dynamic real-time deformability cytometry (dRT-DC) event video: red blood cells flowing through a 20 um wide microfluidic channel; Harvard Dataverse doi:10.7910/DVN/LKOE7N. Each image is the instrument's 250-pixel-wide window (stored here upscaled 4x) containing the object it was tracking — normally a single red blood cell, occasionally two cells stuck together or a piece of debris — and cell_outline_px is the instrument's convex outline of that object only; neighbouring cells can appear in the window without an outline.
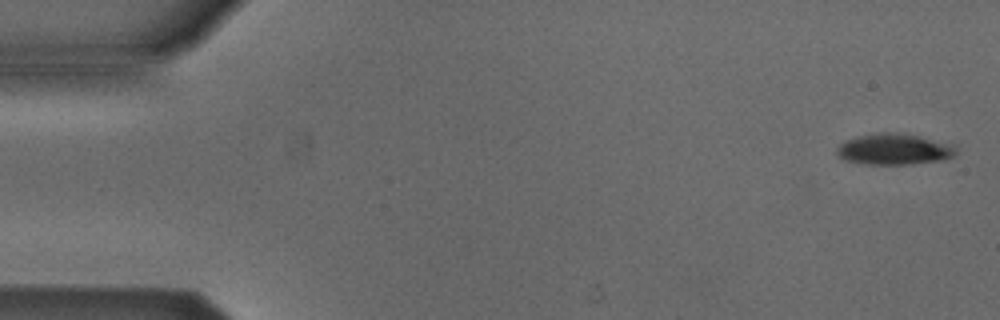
{"species": "Egyptian fruit bat (a non-hibernating species)", "species_latin": "Rousettus aegyptiacus", "temperature_condition": "cold", "stored_images_in_passage": 7, "camera_frame_rate_fps": 3000, "um_per_image_px": 0.085, "animal": {"sex": "male"}, "frame": {"image": 1, "passage_image": 1, "time_ms": 0.0, "image_size_px": [1000, 320], "cell_outline_px": [[956, 156], [940, 160], [904, 164], [868, 164], [844, 160], [836, 152], [836, 148], [844, 140], [860, 136], [880, 132], [896, 132], [916, 136], [952, 144], [956, 148]], "centroid_in_image_um": [75.98, 12.68], "position_along_channel_um": 9.0, "area_um2": 21.27}}
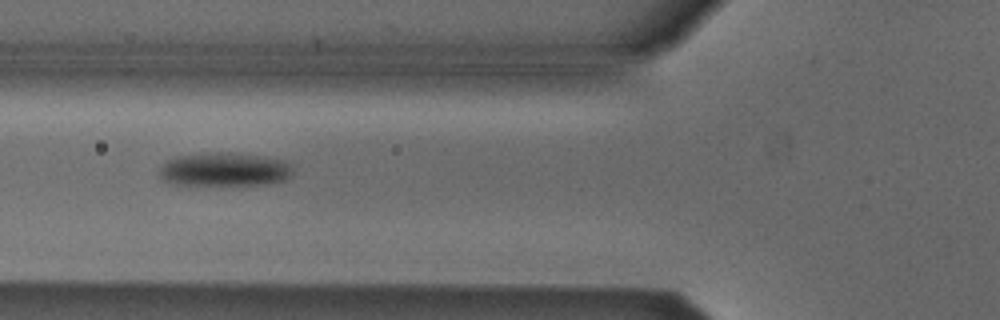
{"frame": {"image": 2, "passage_image": 6, "time_ms": 1.667, "image_size_px": [1000, 320], "cell_outline_px": [[292, 172], [284, 180], [260, 184], [172, 184], [164, 180], [160, 176], [160, 168], [168, 160], [176, 156], [212, 152], [236, 152], [264, 156], [284, 160], [292, 168]], "centroid_in_image_um": [19.07, 14.37], "position_along_channel_um": 106.7, "area_um2": 25.89}}
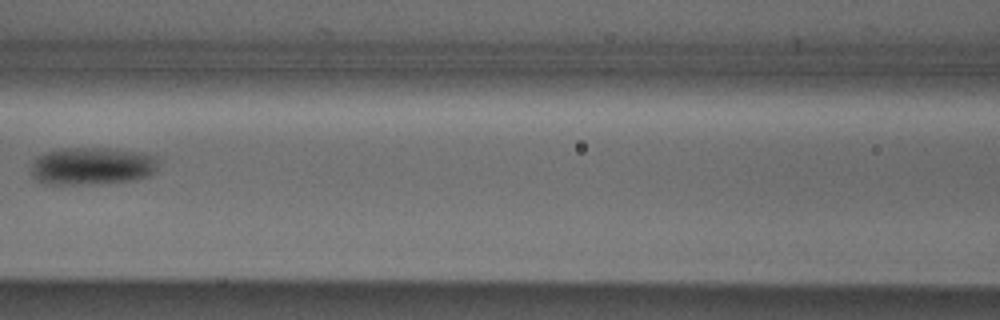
{"frame": {"image": 3, "passage_image": 7, "time_ms": 2.0, "image_size_px": [1000, 320], "cell_outline_px": [[156, 168], [148, 176], [136, 180], [100, 184], [44, 184], [36, 180], [32, 176], [32, 164], [36, 156], [60, 148], [104, 148], [140, 152], [156, 156]], "centroid_in_image_um": [7.79, 14.12], "position_along_channel_um": 158.8, "area_um2": 27.98}}